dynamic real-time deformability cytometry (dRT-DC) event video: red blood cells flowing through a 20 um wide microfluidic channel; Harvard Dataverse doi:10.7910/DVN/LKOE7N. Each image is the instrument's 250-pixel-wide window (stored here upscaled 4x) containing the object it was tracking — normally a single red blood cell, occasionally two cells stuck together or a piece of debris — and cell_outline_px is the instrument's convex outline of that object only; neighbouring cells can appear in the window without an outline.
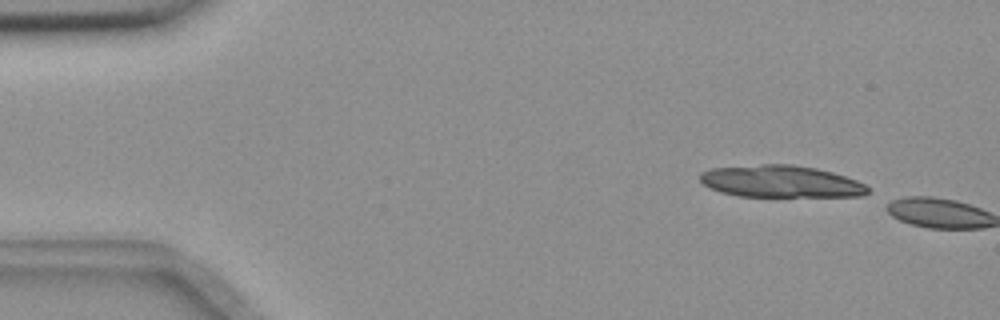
{"species": "common noctule bat (a hibernating species)", "species_latin": "Nyctalus noctula", "temperature_condition": "room temperature", "stored_images_in_passage": 2, "camera_frame_rate_fps": 3000, "um_per_image_px": 0.085, "animal": {"sex": "female", "body_mass_g": 18.4}, "frame": {"image": 1, "passage_image": 1, "time_ms": 0.0, "image_size_px": [1000, 320], "cell_outline_px": [[868, 192], [864, 196], [740, 196], [720, 192], [704, 184], [700, 180], [700, 172], [712, 168], [764, 164], [792, 164], [816, 168], [832, 172], [856, 180], [864, 184], [868, 188]], "centroid_in_image_um": [66.36, 15.42], "position_along_channel_um": 18.6, "area_um2": 31.1}}